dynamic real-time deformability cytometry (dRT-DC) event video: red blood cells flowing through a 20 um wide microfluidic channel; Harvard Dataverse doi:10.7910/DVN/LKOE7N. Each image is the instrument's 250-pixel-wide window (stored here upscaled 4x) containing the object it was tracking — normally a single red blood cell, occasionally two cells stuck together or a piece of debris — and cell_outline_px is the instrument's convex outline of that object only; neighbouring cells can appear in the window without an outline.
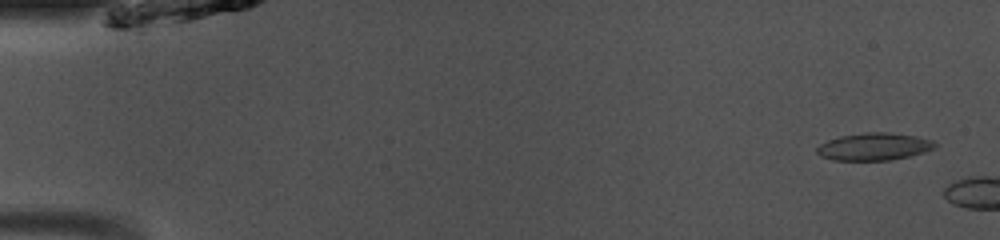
{"species": "common noctule bat (a hibernating species)", "species_latin": "Nyctalus noctula", "temperature_condition": "room temperature", "stored_images_in_passage": 6, "camera_frame_rate_fps": 3000, "um_per_image_px": 0.085, "animal": {"sex": "male", "body_mass_g": 13.0, "forearm_length_mm": 53.1}, "frame": {"image": 1, "passage_image": 2, "time_ms": 0.333, "image_size_px": [1000, 240], "cell_outline_px": [[936, 144], [932, 148], [924, 152], [908, 156], [888, 160], [832, 160], [820, 156], [816, 152], [816, 148], [820, 144], [828, 140], [840, 136], [864, 132], [888, 132], [916, 136], [936, 140]], "centroid_in_image_um": [74.27, 12.45], "position_along_channel_um": 10.7, "area_um2": 18.84}}